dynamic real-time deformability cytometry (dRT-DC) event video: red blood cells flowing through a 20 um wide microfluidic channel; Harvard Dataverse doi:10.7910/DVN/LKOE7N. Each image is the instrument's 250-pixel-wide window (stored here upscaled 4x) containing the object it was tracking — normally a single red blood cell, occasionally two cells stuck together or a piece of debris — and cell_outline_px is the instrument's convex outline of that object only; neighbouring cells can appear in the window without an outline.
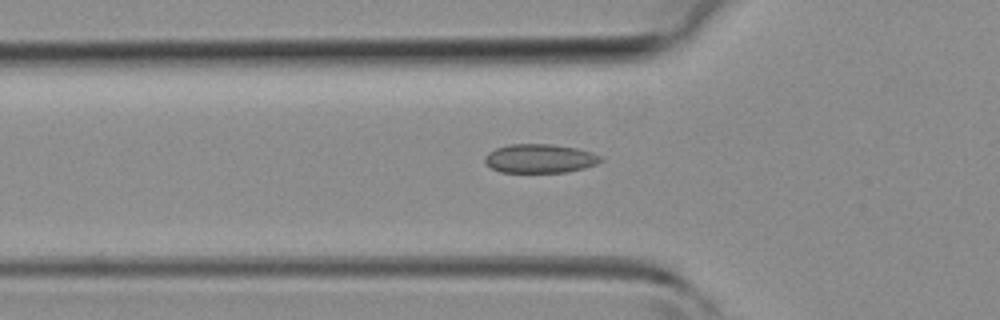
{"species": "common noctule bat (a hibernating species)", "species_latin": "Nyctalus noctula", "temperature_condition": "room temperature", "stored_images_in_passage": 38, "camera_frame_rate_fps": 3000, "um_per_image_px": 0.085, "animal": {"sex": "female", "body_mass_g": 19.3, "forearm_length_mm": 54.1}, "frame": {"image": 1, "passage_image": 12, "time_ms": 3.667, "image_size_px": [1000, 320], "cell_outline_px": [[604, 160], [596, 164], [584, 168], [568, 172], [500, 172], [492, 168], [484, 160], [484, 156], [488, 152], [496, 148], [508, 144], [552, 144], [576, 148], [592, 152], [604, 156]], "centroid_in_image_um": [45.92, 13.47], "position_along_channel_um": 79.9, "area_um2": 19.65}}
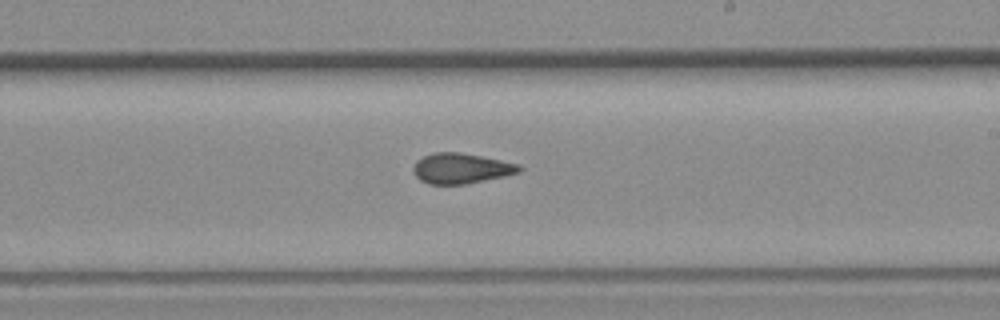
{"frame": {"image": 2, "passage_image": 23, "time_ms": 7.333, "image_size_px": [1000, 320], "cell_outline_px": [[524, 168], [520, 172], [504, 176], [464, 184], [428, 184], [420, 180], [412, 172], [412, 168], [424, 156], [436, 152], [460, 152], [520, 164]], "centroid_in_image_um": [39.21, 14.31], "position_along_channel_um": 249.8, "area_um2": 18.55}}
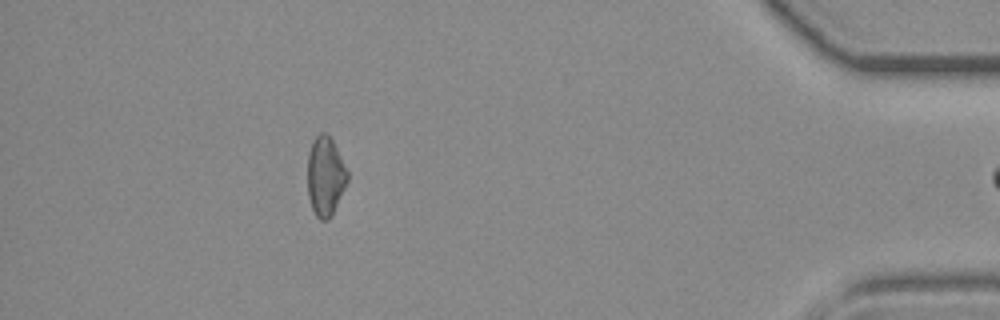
{"frame": {"image": 3, "passage_image": 37, "time_ms": 12.0, "image_size_px": [1000, 320], "cell_outline_px": [[348, 180], [332, 216], [328, 220], [320, 220], [316, 216], [312, 208], [308, 196], [308, 152], [312, 140], [320, 132], [328, 132], [348, 172]], "centroid_in_image_um": [27.65, 14.97], "position_along_channel_um": 407.6, "area_um2": 18.5}}